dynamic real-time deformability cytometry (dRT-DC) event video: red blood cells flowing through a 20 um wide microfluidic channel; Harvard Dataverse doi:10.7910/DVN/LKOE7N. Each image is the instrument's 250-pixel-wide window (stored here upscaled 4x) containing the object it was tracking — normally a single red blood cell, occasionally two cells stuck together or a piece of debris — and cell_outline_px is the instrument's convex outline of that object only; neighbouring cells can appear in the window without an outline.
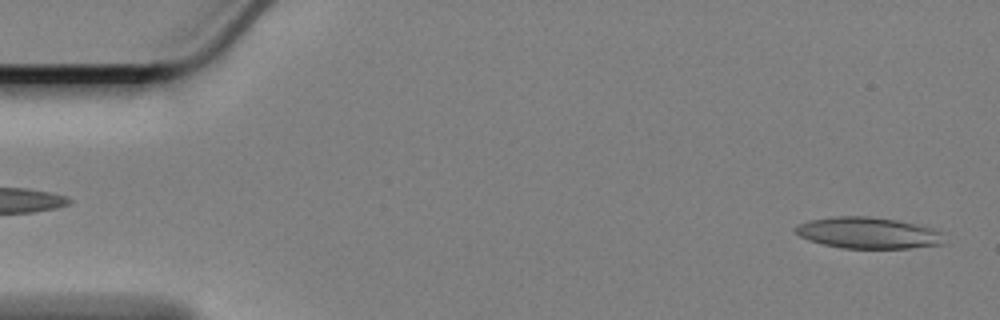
{"species": "Egyptian fruit bat (a non-hibernating species)", "species_latin": "Rousettus aegyptiacus", "temperature_condition": "cold", "stored_images_in_passage": 15, "camera_frame_rate_fps": 3000, "um_per_image_px": 0.085, "animal": {"sex": "female"}, "frame": {"image": 1, "passage_image": 2, "time_ms": 0.333, "image_size_px": [1000, 320], "cell_outline_px": [[944, 244], [908, 248], [844, 248], [824, 244], [808, 240], [800, 236], [796, 232], [796, 228], [800, 224], [808, 220], [836, 216], [868, 216], [896, 220], [928, 228], [940, 232]], "centroid_in_image_um": [73.75, 19.8], "position_along_channel_um": 11.3, "area_um2": 26.59}}
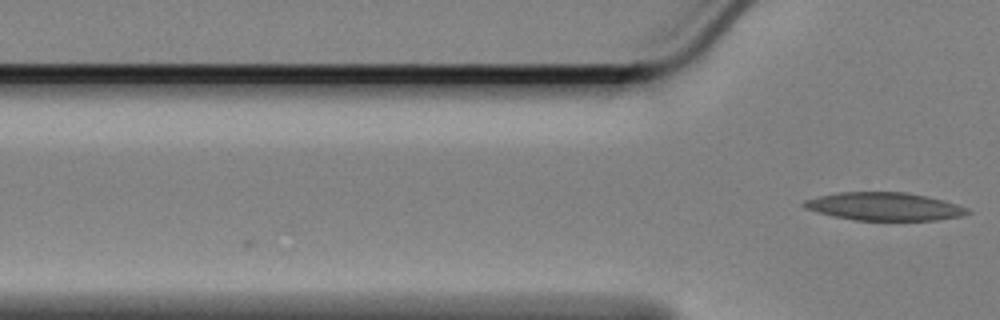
{"frame": {"image": 2, "passage_image": 15, "time_ms": 4.667, "image_size_px": [1000, 320], "cell_outline_px": [[972, 212], [960, 216], [936, 220], [856, 220], [836, 216], [804, 208], [800, 204], [804, 200], [816, 196], [840, 192], [904, 192], [928, 196], [944, 200], [968, 208]], "centroid_in_image_um": [75.17, 17.54], "position_along_channel_um": 50.6, "area_um2": 26.59}}